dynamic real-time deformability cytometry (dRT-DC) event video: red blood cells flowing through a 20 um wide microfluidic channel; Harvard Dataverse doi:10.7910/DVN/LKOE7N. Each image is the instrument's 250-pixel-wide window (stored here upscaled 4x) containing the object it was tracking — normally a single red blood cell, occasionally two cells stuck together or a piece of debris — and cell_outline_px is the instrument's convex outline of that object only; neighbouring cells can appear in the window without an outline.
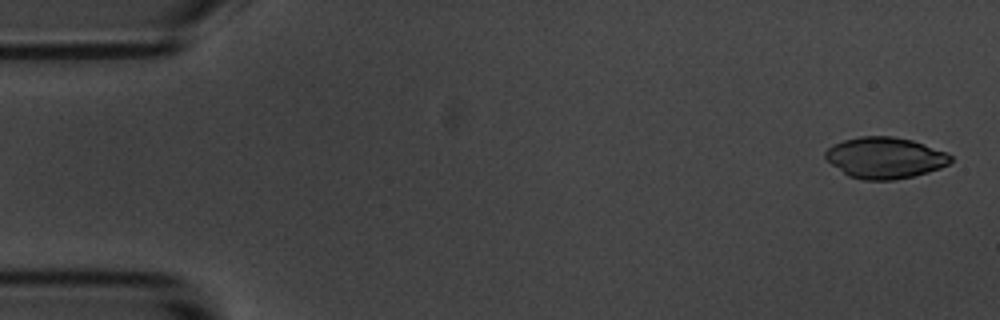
{"species": "common noctule bat (a hibernating species)", "species_latin": "Nyctalus noctula", "temperature_condition": "room temperature", "stored_images_in_passage": 56, "camera_frame_rate_fps": 3000, "um_per_image_px": 0.085, "animal": {"sex": "male", "body_mass_g": 20.1, "forearm_length_mm": 53.5}, "frame": {"image": 1, "passage_image": 2, "time_ms": 0.333, "image_size_px": [1000, 320], "cell_outline_px": [[952, 160], [948, 164], [940, 168], [928, 172], [912, 176], [892, 180], [860, 180], [848, 176], [832, 164], [824, 156], [824, 152], [832, 144], [844, 140], [860, 136], [892, 136], [912, 140], [948, 152], [952, 156]], "centroid_in_image_um": [75.22, 13.41], "position_along_channel_um": 9.8, "area_um2": 30.17}}
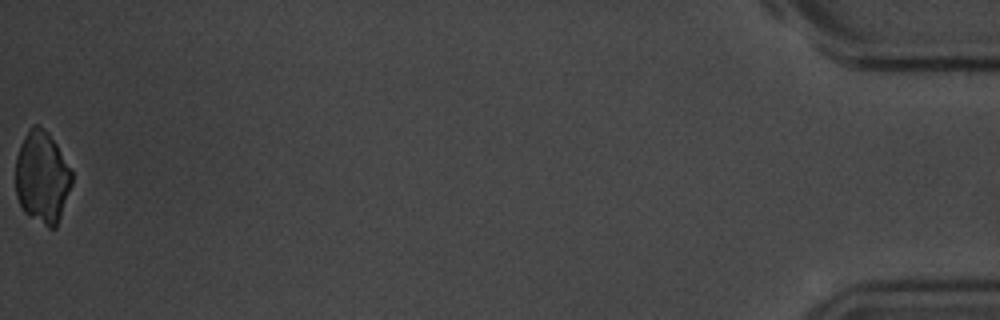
{"frame": {"image": 2, "passage_image": 56, "time_ms": 18.333, "image_size_px": [1000, 320], "cell_outline_px": [[72, 184], [56, 228], [48, 228], [24, 212], [16, 196], [16, 156], [24, 136], [32, 124], [36, 124], [48, 132], [56, 144], [72, 172]], "centroid_in_image_um": [3.57, 15.07], "position_along_channel_um": 431.6, "area_um2": 30.06}}